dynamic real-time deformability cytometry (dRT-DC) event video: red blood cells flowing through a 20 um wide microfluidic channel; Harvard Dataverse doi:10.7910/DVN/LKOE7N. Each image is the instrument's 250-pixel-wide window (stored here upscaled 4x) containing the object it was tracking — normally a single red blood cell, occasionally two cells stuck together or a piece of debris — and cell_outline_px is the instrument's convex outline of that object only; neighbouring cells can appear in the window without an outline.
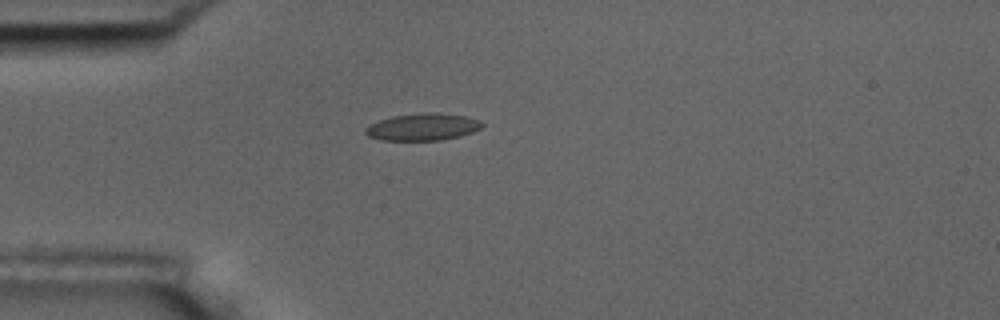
{"species": "common noctule bat (a hibernating species)", "species_latin": "Nyctalus noctula", "temperature_condition": "room temperature", "stored_images_in_passage": 5, "camera_frame_rate_fps": 3000, "um_per_image_px": 0.085, "animal": {"sex": "male", "body_mass_g": 17.5, "forearm_length_mm": 52.3}, "frame": {"image": 1, "passage_image": 5, "time_ms": 4.667, "image_size_px": [1000, 320], "cell_outline_px": [[484, 124], [480, 128], [472, 132], [460, 136], [440, 140], [380, 140], [368, 136], [364, 132], [364, 128], [380, 120], [392, 116], [424, 112], [436, 112], [464, 116], [480, 120]], "centroid_in_image_um": [35.92, 10.78], "position_along_channel_um": 49.1, "area_um2": 18.38}}